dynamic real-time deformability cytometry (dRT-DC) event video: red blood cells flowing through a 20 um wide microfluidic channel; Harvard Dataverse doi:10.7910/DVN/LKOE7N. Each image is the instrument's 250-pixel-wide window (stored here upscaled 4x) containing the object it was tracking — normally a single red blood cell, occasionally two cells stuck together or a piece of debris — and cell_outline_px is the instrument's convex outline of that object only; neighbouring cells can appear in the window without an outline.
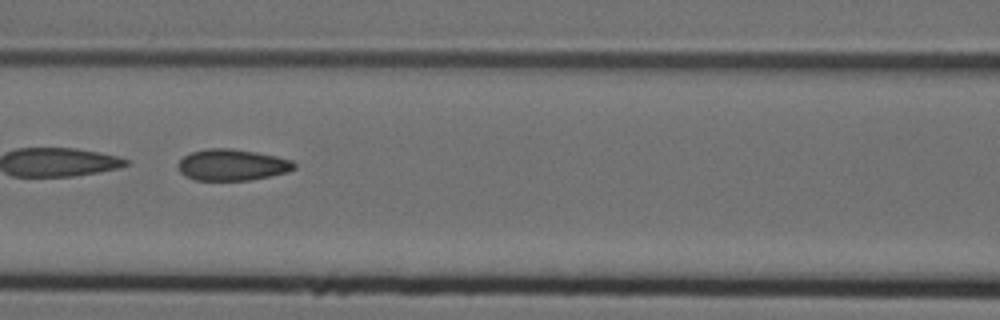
{"species": "Egyptian fruit bat (a non-hibernating species)", "species_latin": "Rousettus aegyptiacus", "temperature_condition": "cold", "stored_images_in_passage": 30, "camera_frame_rate_fps": 3000, "um_per_image_px": 0.085, "animal": {"sex": "female"}, "frame": {"image": 1, "passage_image": 25, "time_ms": 8.0, "image_size_px": [1000, 320], "cell_outline_px": [[296, 168], [288, 172], [248, 180], [196, 180], [184, 176], [176, 168], [176, 164], [184, 156], [192, 152], [208, 148], [228, 148], [256, 152], [276, 156], [292, 160], [296, 164]], "centroid_in_image_um": [19.71, 14.01], "position_along_channel_um": 146.9, "area_um2": 21.27}}
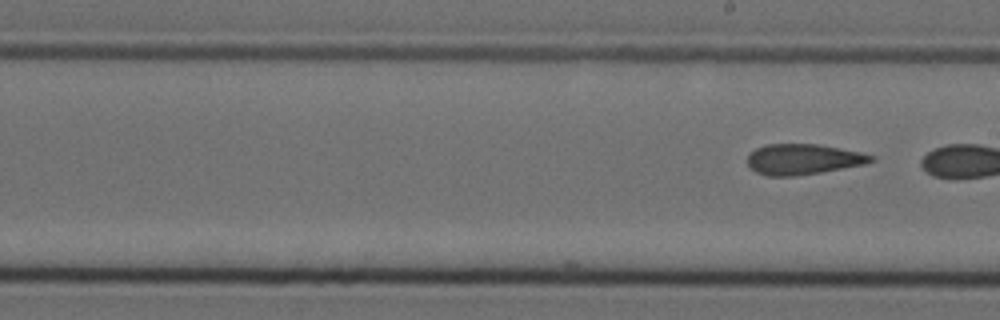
{"frame": {"image": 2, "passage_image": 30, "time_ms": 9.667, "image_size_px": [1000, 320], "cell_outline_px": [[876, 160], [864, 164], [820, 172], [792, 176], [768, 176], [756, 172], [748, 168], [748, 156], [756, 148], [764, 144], [816, 144], [864, 152], [876, 156]], "centroid_in_image_um": [68.28, 13.53], "position_along_channel_um": 220.7, "area_um2": 22.08}}